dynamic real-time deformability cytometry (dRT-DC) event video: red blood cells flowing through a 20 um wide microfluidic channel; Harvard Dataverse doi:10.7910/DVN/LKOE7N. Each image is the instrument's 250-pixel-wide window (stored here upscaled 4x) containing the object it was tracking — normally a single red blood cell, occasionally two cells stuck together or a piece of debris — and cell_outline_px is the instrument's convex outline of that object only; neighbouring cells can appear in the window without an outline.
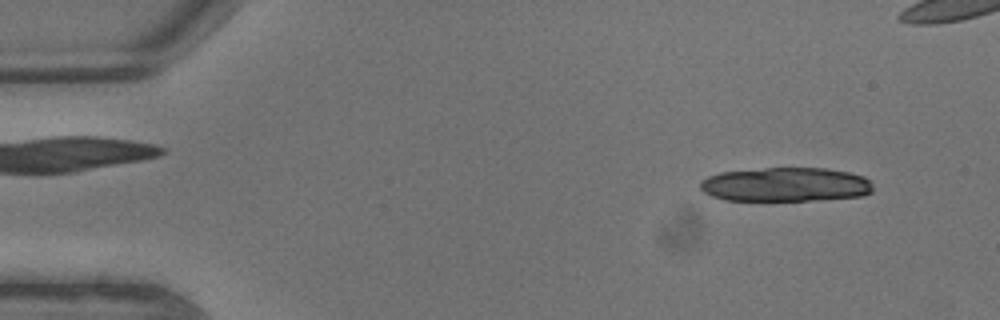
{"species": "common noctule bat (a hibernating species)", "species_latin": "Nyctalus noctula", "temperature_condition": "warm", "stored_images_in_passage": 10, "camera_frame_rate_fps": 3000, "um_per_image_px": 0.085, "animal": {"sex": "male", "body_mass_g": 13.3}, "frame": {"image": 1, "passage_image": 1, "time_ms": 0.0, "image_size_px": [1000, 320], "cell_outline_px": [[872, 192], [864, 196], [812, 200], [724, 200], [712, 196], [704, 192], [700, 188], [700, 180], [708, 176], [720, 172], [764, 168], [824, 168], [848, 172], [864, 176], [872, 184]], "centroid_in_image_um": [66.77, 15.68], "position_along_channel_um": 18.2, "area_um2": 34.39}}